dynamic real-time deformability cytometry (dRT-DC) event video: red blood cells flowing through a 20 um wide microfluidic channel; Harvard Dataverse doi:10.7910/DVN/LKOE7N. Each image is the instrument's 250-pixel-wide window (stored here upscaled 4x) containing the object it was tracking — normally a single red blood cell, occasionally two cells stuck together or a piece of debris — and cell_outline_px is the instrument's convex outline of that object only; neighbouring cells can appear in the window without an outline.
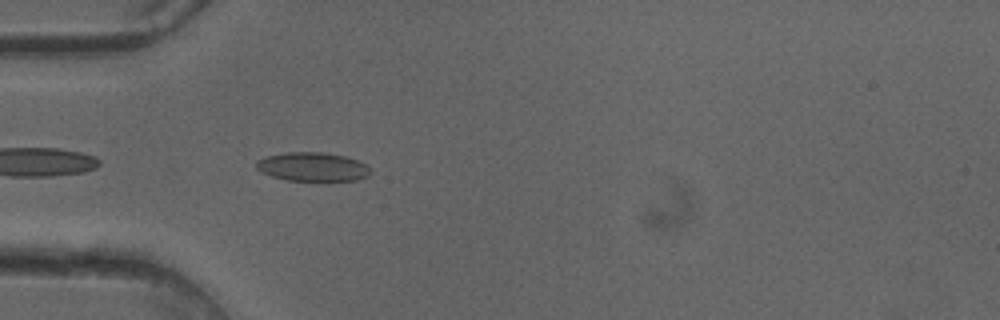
{"species": "common noctule bat (a hibernating species)", "species_latin": "Nyctalus noctula", "temperature_condition": "cold", "stored_images_in_passage": 37, "camera_frame_rate_fps": 3000, "um_per_image_px": 0.085, "animal": {"sex": "female"}, "frame": {"image": 1, "passage_image": 2, "time_ms": 0.333, "image_size_px": [1000, 320], "cell_outline_px": [[372, 172], [368, 176], [356, 180], [328, 184], [288, 180], [272, 176], [260, 172], [256, 168], [256, 160], [264, 156], [284, 152], [324, 152], [344, 156], [368, 164], [372, 168]], "centroid_in_image_um": [26.62, 14.22], "position_along_channel_um": 58.4, "area_um2": 20.35}}
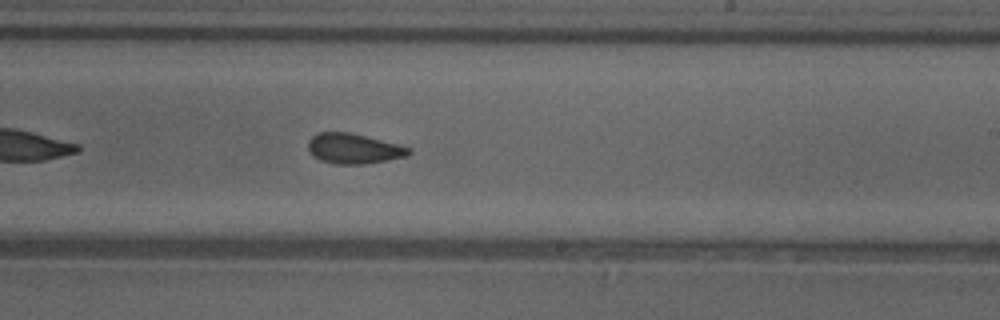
{"frame": {"image": 2, "passage_image": 17, "time_ms": 5.333, "image_size_px": [1000, 320], "cell_outline_px": [[412, 152], [408, 156], [388, 160], [364, 164], [332, 164], [320, 160], [312, 156], [308, 152], [308, 140], [316, 132], [348, 132], [412, 148]], "centroid_in_image_um": [30.02, 12.64], "position_along_channel_um": 259.0, "area_um2": 17.8}}
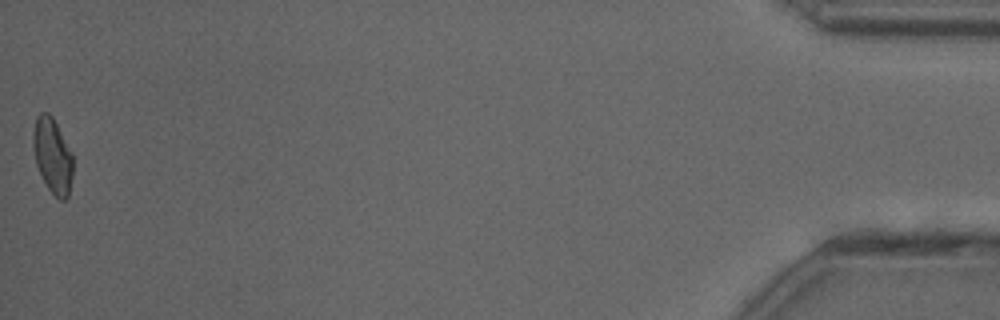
{"frame": {"image": 3, "passage_image": 37, "time_ms": 12.0, "image_size_px": [1000, 320], "cell_outline_px": [[72, 176], [68, 196], [64, 200], [60, 200], [48, 188], [36, 164], [32, 144], [32, 132], [36, 116], [40, 112], [48, 112], [52, 116], [72, 152]], "centroid_in_image_um": [4.45, 13.19], "position_along_channel_um": 430.8, "area_um2": 17.4}, "authors_computed_cell_mechanics": {"area_um2": 17.8024, "velocity_mm_per_s": 4.0884, "shape_relaxation_time_tau1_ms": null, "shape_relaxation_time_tau2_ms": 1.9142, "deformation_change_tau1": null, "deformation_change_tau2": 0.0766}}